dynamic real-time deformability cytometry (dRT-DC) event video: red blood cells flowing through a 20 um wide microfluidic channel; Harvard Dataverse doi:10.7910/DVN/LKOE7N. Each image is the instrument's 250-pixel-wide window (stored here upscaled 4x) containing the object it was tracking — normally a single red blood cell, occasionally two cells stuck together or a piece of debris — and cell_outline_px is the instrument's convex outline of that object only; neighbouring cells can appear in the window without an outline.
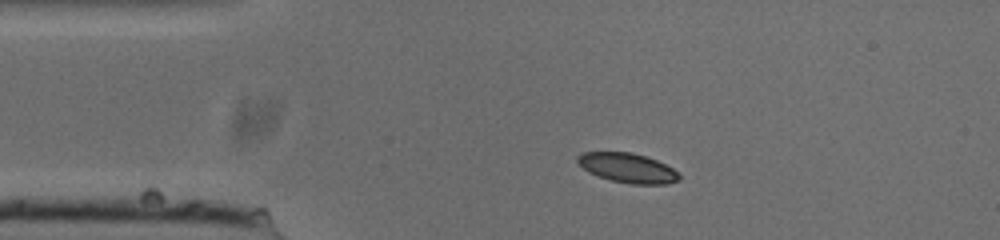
{"species": "common noctule bat (a hibernating species)", "species_latin": "Nyctalus noctula", "temperature_condition": "cold", "stored_images_in_passage": 8, "camera_frame_rate_fps": 3000, "um_per_image_px": 0.085, "animal": {"sex": "male", "body_mass_g": 20.0, "forearm_length_mm": 53.3}, "frame": {"image": 1, "passage_image": 1, "time_ms": 0.0, "image_size_px": [1000, 240], "cell_outline_px": [[676, 180], [616, 180], [592, 172], [580, 160], [580, 156], [588, 152], [624, 152], [640, 156], [652, 160], [676, 172]], "centroid_in_image_um": [53.22, 14.17], "position_along_channel_um": 31.8, "area_um2": 14.22}}